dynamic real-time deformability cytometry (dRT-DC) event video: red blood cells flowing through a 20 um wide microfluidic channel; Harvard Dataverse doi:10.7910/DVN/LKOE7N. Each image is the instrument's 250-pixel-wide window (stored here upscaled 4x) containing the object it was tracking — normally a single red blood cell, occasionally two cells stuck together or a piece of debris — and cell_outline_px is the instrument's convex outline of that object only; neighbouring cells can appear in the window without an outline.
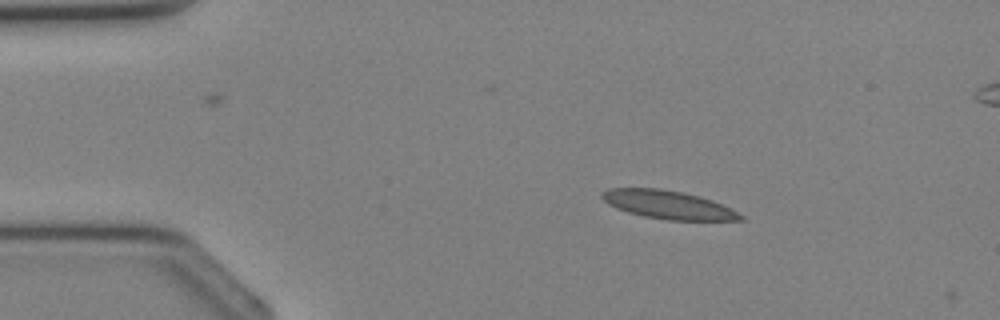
{"species": "Egyptian fruit bat (a non-hibernating species)", "species_latin": "Rousettus aegyptiacus", "temperature_condition": "cold", "stored_images_in_passage": 3, "camera_frame_rate_fps": 3000, "um_per_image_px": 0.085, "animal": {"sex": "female"}, "frame": {"image": 1, "passage_image": 1, "time_ms": 0.0, "image_size_px": [1000, 320], "cell_outline_px": [[744, 220], [668, 220], [644, 216], [628, 212], [616, 208], [608, 204], [600, 196], [600, 192], [608, 188], [660, 188], [700, 196], [712, 200], [744, 216]], "centroid_in_image_um": [56.73, 17.39], "position_along_channel_um": 28.3, "area_um2": 22.66}}